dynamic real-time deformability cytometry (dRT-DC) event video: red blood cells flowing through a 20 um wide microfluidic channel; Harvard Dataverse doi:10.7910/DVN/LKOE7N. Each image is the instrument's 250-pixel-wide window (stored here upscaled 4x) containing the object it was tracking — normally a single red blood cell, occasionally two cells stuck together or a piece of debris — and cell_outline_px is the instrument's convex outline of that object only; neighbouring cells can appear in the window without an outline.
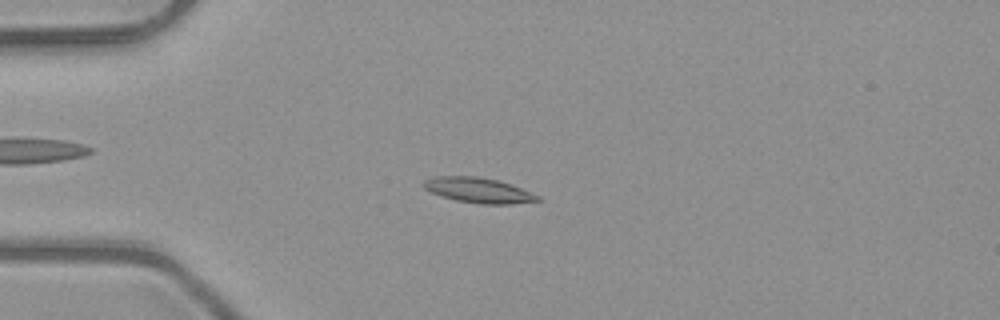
{"species": "common noctule bat (a hibernating species)", "species_latin": "Nyctalus noctula", "temperature_condition": "room temperature", "stored_images_in_passage": 6, "camera_frame_rate_fps": 3000, "um_per_image_px": 0.085, "animal": {"sex": "male", "body_mass_g": 23.1, "forearm_length_mm": 52.7}, "frame": {"image": 1, "passage_image": 3, "time_ms": 0.667, "image_size_px": [1000, 320], "cell_outline_px": [[544, 200], [512, 204], [480, 204], [456, 200], [432, 192], [424, 188], [424, 180], [436, 176], [480, 176], [512, 184], [540, 196]], "centroid_in_image_um": [40.73, 16.17], "position_along_channel_um": 44.3, "area_um2": 16.7}}
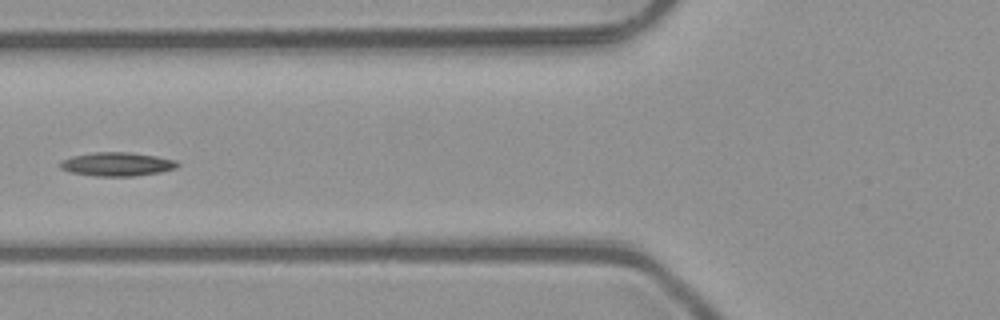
{"frame": {"image": 2, "passage_image": 5, "time_ms": 1.333, "image_size_px": [1000, 320], "cell_outline_px": [[180, 164], [176, 168], [160, 172], [132, 176], [96, 176], [72, 172], [60, 168], [60, 160], [72, 156], [92, 152], [128, 152], [156, 156], [176, 160]], "centroid_in_image_um": [9.94, 13.94], "position_along_channel_um": 115.9, "area_um2": 16.18}}
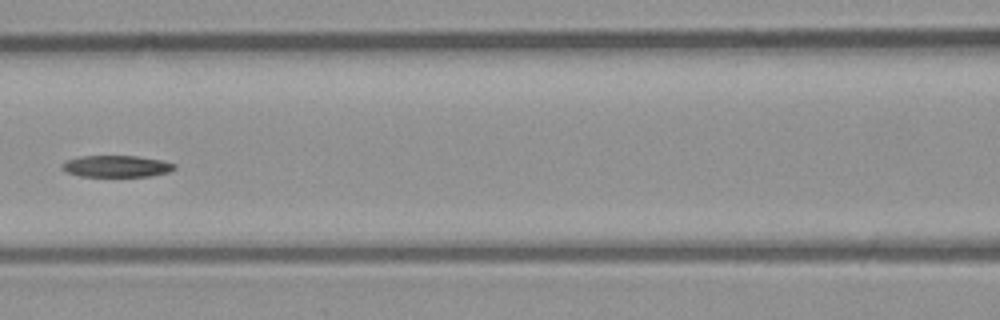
{"frame": {"image": 3, "passage_image": 6, "time_ms": 1.667, "image_size_px": [1000, 320], "cell_outline_px": [[176, 168], [168, 172], [152, 176], [80, 176], [64, 172], [60, 168], [60, 164], [68, 160], [80, 156], [136, 156], [160, 160], [176, 164]], "centroid_in_image_um": [9.86, 14.13], "position_along_channel_um": 156.7, "area_um2": 14.22}}